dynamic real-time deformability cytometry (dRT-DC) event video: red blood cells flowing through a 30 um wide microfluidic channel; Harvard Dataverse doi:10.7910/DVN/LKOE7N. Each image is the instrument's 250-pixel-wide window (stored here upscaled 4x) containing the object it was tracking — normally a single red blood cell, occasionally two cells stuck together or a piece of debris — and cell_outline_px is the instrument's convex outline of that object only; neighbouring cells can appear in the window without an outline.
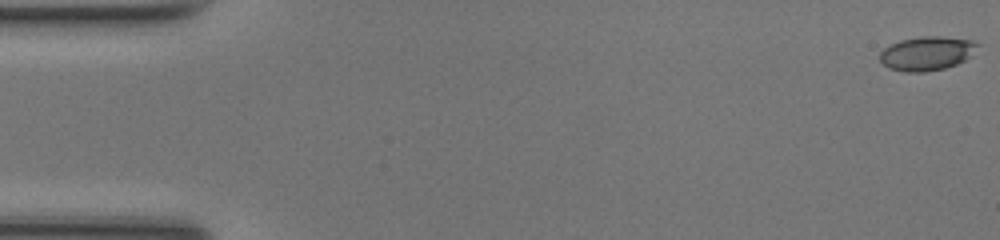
{"species": "common noctule bat (a hibernating species)", "species_latin": "Nyctalus noctula", "temperature_condition": "room temperature", "stored_images_in_passage": 44, "camera_frame_rate_fps": 3000, "um_per_image_px": 0.085, "animal": {"sex": "female", "body_mass_g": 17.0, "forearm_length_mm": 48.0}, "frame": {"image": 1, "passage_image": 1, "time_ms": 0.0, "image_size_px": [1000, 240], "cell_outline_px": [[980, 44], [972, 56], [956, 64], [944, 68], [924, 72], [904, 72], [888, 68], [880, 60], [880, 52], [884, 48], [900, 40], [920, 36], [940, 36], [972, 40]], "centroid_in_image_um": [78.8, 4.53], "position_along_channel_um": 6.2, "area_um2": 19.42}}
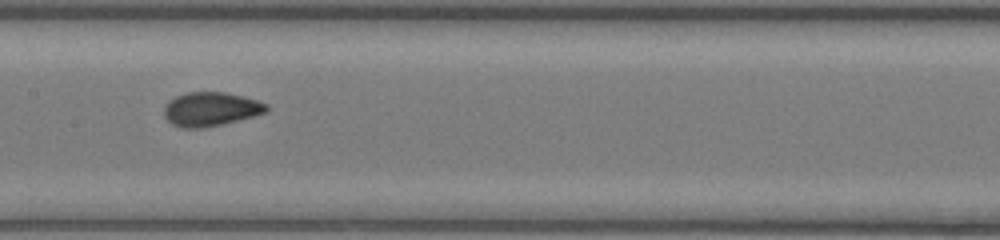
{"frame": {"image": 2, "passage_image": 25, "time_ms": 8.0, "image_size_px": [1000, 240], "cell_outline_px": [[268, 112], [220, 124], [200, 128], [180, 128], [172, 124], [164, 116], [164, 104], [168, 100], [176, 96], [188, 92], [224, 92], [256, 100], [268, 104]], "centroid_in_image_um": [17.87, 9.27], "position_along_channel_um": 189.5, "area_um2": 20.11}}
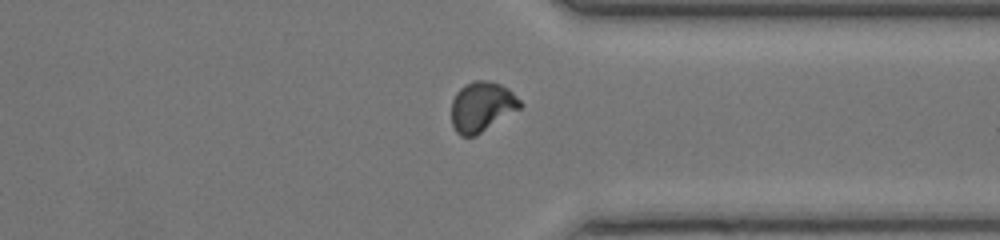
{"frame": {"image": 3, "passage_image": 38, "time_ms": 12.333, "image_size_px": [1000, 240], "cell_outline_px": [[524, 104], [520, 108], [476, 136], [460, 136], [456, 132], [452, 124], [452, 100], [456, 92], [464, 84], [472, 80], [488, 80], [500, 84], [508, 88]], "centroid_in_image_um": [40.94, 9.06], "position_along_channel_um": 370.5, "area_um2": 20.11}, "authors_computed_cell_mechanics": {"area_um2": 19.5942, "velocity_mm_per_s": 4.2391, "shape_relaxation_time_tau1_ms": 5.0883, "shape_relaxation_time_tau2_ms": 0.7572, "deformation_change_tau1": 0.1138, "deformation_change_tau2": 0.0524}}